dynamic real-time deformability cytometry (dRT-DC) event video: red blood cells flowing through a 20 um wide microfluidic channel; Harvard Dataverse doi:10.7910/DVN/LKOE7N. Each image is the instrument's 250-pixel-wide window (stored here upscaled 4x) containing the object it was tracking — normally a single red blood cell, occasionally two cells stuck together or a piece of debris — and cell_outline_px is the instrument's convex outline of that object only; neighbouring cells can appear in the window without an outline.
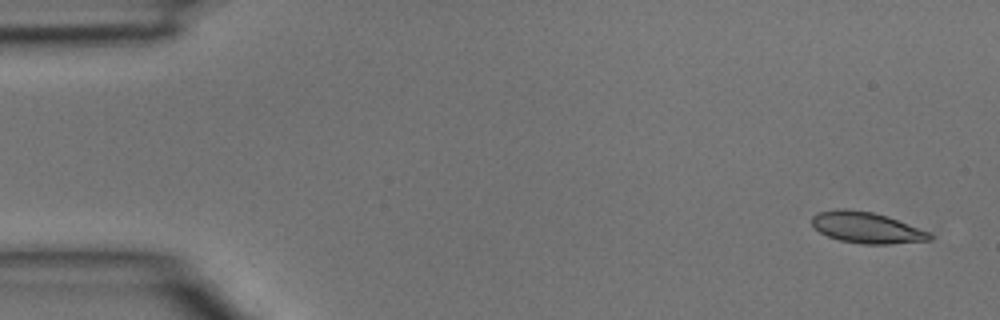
{"species": "common noctule bat (a hibernating species)", "species_latin": "Nyctalus noctula", "temperature_condition": "room temperature", "stored_images_in_passage": 4, "camera_frame_rate_fps": 3000, "um_per_image_px": 0.085, "animal": {"sex": "male", "body_mass_g": 15.6}, "frame": {"image": 1, "passage_image": 1, "time_ms": 0.0, "image_size_px": [1000, 320], "cell_outline_px": [[936, 236], [932, 240], [888, 244], [860, 244], [840, 240], [828, 236], [820, 232], [812, 224], [812, 216], [820, 212], [844, 208], [872, 212], [888, 216], [932, 232]], "centroid_in_image_um": [73.75, 19.36], "position_along_channel_um": 11.3, "area_um2": 21.5}}
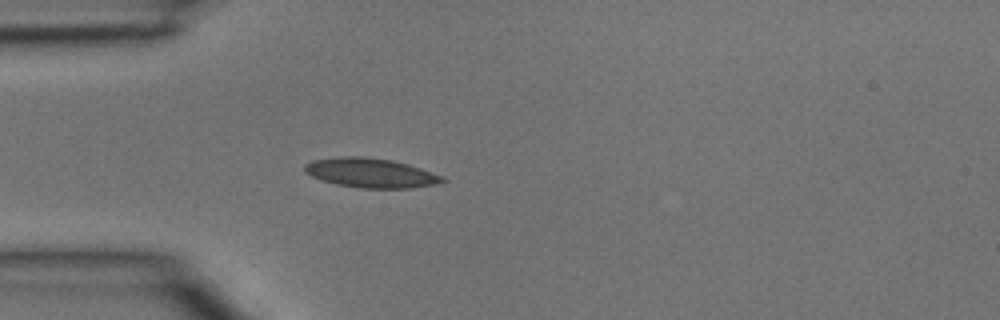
{"frame": {"image": 2, "passage_image": 4, "time_ms": 1.0, "image_size_px": [1000, 320], "cell_outline_px": [[448, 180], [436, 184], [408, 188], [360, 188], [336, 184], [320, 180], [304, 172], [304, 164], [312, 160], [340, 156], [364, 156], [392, 160], [408, 164], [444, 176]], "centroid_in_image_um": [31.5, 14.69], "position_along_channel_um": 53.5, "area_um2": 23.81}}